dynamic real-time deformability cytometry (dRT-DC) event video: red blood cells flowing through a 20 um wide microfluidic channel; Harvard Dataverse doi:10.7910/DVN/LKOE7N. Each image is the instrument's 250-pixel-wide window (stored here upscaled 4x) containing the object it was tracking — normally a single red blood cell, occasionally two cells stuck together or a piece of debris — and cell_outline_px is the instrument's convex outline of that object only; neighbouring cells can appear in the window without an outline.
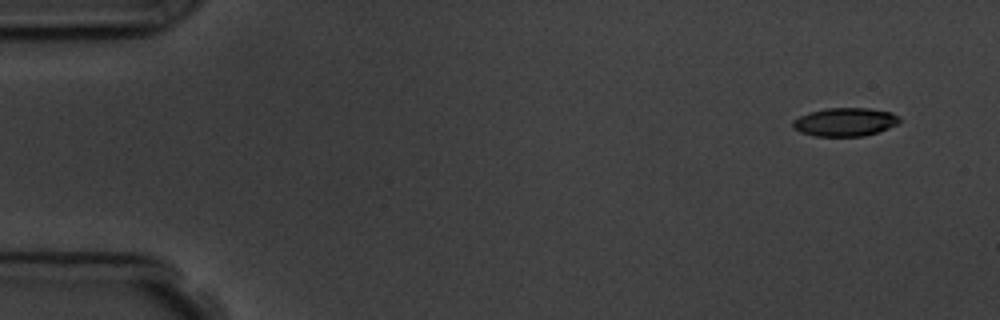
{"species": "common noctule bat (a hibernating species)", "species_latin": "Nyctalus noctula", "temperature_condition": "room temperature", "stored_images_in_passage": 4, "camera_frame_rate_fps": 3000, "um_per_image_px": 0.085, "animal": {"sex": "male", "body_mass_g": 19.5, "forearm_length_mm": 54.6}, "frame": {"image": 1, "passage_image": 1, "time_ms": 0.0, "image_size_px": [1000, 320], "cell_outline_px": [[900, 120], [896, 124], [888, 128], [864, 136], [816, 136], [800, 132], [792, 128], [792, 120], [800, 116], [812, 112], [828, 108], [868, 108], [892, 112], [900, 116]], "centroid_in_image_um": [71.82, 10.37], "position_along_channel_um": 13.2, "area_um2": 17.57}}